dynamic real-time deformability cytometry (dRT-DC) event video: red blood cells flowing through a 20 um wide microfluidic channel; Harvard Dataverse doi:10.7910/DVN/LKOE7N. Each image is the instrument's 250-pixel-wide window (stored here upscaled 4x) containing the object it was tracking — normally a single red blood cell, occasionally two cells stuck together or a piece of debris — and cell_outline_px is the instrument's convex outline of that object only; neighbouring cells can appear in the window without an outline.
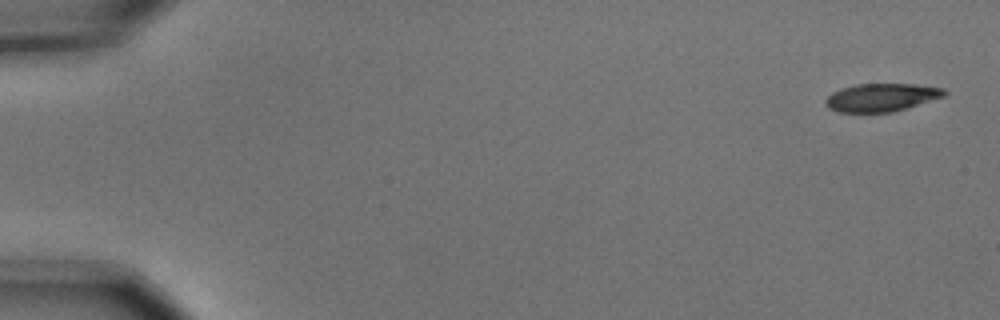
{"species": "common noctule bat (a hibernating species)", "species_latin": "Nyctalus noctula", "temperature_condition": "cold", "stored_images_in_passage": 5, "camera_frame_rate_fps": 3000, "um_per_image_px": 0.085, "animal": {"sex": "male", "body_mass_g": 15.6}, "frame": {"image": 1, "passage_image": 1, "time_ms": 0.0, "image_size_px": [1000, 320], "cell_outline_px": [[948, 92], [944, 96], [892, 112], [836, 112], [828, 108], [824, 104], [824, 100], [832, 92], [840, 88], [856, 84], [916, 84], [944, 88]], "centroid_in_image_um": [74.88, 8.27], "position_along_channel_um": 10.1, "area_um2": 19.42}}
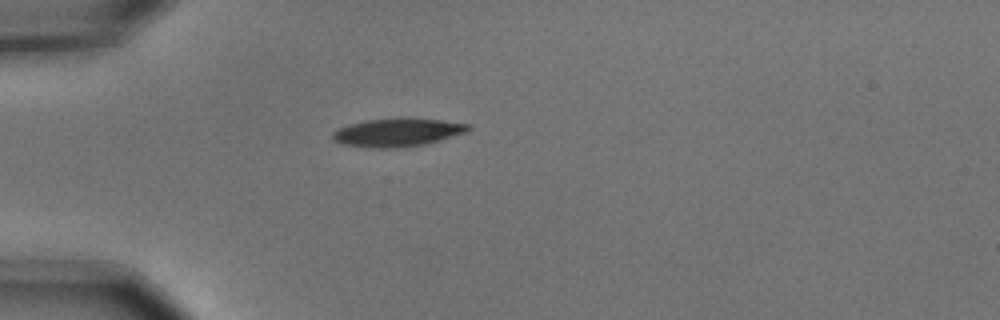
{"frame": {"image": 2, "passage_image": 5, "time_ms": 1.333, "image_size_px": [1000, 320], "cell_outline_px": [[472, 128], [468, 132], [440, 140], [424, 144], [396, 148], [372, 148], [344, 144], [332, 140], [332, 132], [340, 128], [364, 120], [440, 120], [472, 124]], "centroid_in_image_um": [33.81, 11.29], "position_along_channel_um": 51.2, "area_um2": 21.62}}